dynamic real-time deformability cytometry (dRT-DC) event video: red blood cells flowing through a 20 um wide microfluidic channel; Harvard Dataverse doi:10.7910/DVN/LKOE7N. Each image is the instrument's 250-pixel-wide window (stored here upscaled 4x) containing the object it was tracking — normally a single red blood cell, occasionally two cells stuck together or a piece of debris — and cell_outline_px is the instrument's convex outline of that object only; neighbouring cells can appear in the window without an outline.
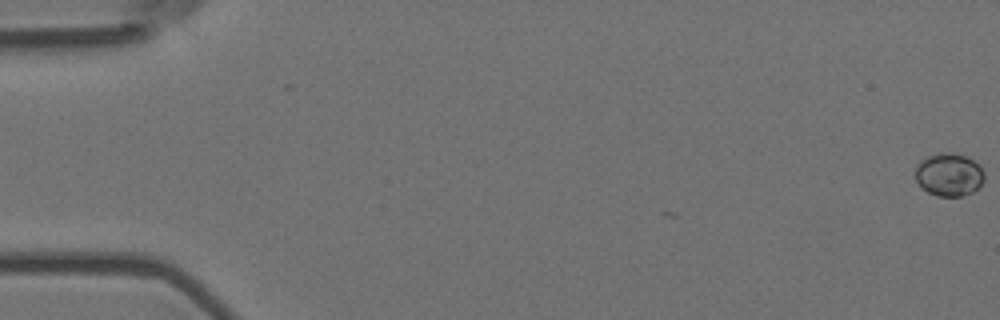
{"species": "Egyptian fruit bat (a non-hibernating species)", "species_latin": "Rousettus aegyptiacus", "temperature_condition": "room temperature", "stored_images_in_passage": 4, "camera_frame_rate_fps": 3000, "um_per_image_px": 0.085, "animal": {"sex": "female"}, "frame": {"image": 1, "passage_image": 1, "time_ms": 0.0, "image_size_px": [1000, 320], "cell_outline_px": [[984, 180], [972, 192], [960, 196], [936, 196], [928, 192], [916, 180], [916, 168], [920, 160], [928, 156], [948, 152], [952, 152], [964, 156], [972, 160], [984, 172]], "centroid_in_image_um": [80.65, 14.85], "position_along_channel_um": 4.3, "area_um2": 16.88}}